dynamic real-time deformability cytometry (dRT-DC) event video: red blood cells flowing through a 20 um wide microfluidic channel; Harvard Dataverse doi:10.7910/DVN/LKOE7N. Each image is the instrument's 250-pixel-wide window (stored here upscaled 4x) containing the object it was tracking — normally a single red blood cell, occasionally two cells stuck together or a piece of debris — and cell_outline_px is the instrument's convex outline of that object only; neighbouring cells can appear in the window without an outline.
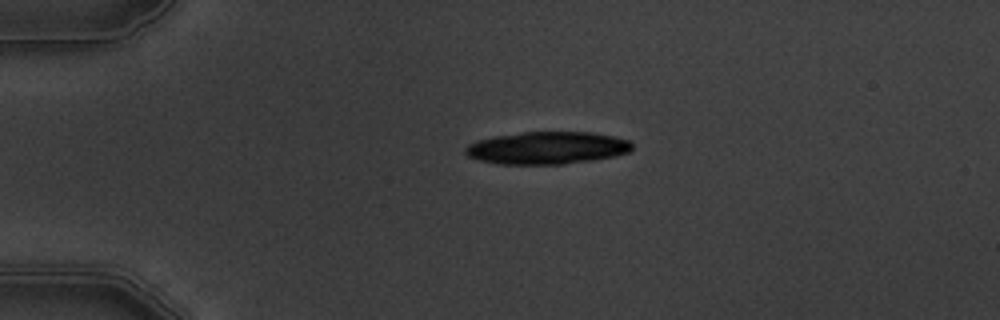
{"species": "common noctule bat (a hibernating species)", "species_latin": "Nyctalus noctula", "temperature_condition": "warm", "stored_images_in_passage": 2, "camera_frame_rate_fps": 3000, "um_per_image_px": 0.085, "animal": {"sex": "male", "body_mass_g": 19.5, "forearm_length_mm": 54.6}, "frame": {"image": 1, "passage_image": 1, "time_ms": 0.0, "image_size_px": [1000, 320], "cell_outline_px": [[632, 148], [628, 152], [616, 156], [592, 160], [564, 164], [496, 164], [476, 160], [468, 156], [464, 152], [464, 148], [468, 144], [476, 140], [496, 136], [524, 132], [592, 132], [612, 136], [628, 140], [632, 144]], "centroid_in_image_um": [46.46, 12.58], "position_along_channel_um": 38.5, "area_um2": 31.67}}